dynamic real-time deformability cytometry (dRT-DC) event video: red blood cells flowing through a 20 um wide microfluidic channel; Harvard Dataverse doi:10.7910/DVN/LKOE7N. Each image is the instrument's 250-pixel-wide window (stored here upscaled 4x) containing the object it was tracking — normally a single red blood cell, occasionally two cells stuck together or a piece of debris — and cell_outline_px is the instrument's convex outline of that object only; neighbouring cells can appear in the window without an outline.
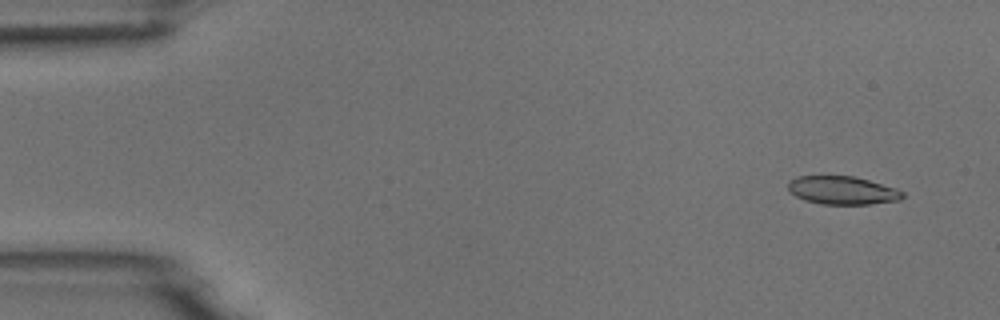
{"species": "common noctule bat (a hibernating species)", "species_latin": "Nyctalus noctula", "temperature_condition": "room temperature", "stored_images_in_passage": 2, "camera_frame_rate_fps": 3000, "um_per_image_px": 0.085, "animal": {"sex": "male", "body_mass_g": 18.8}, "frame": {"image": 1, "passage_image": 2, "time_ms": 1.667, "image_size_px": [1000, 320], "cell_outline_px": [[904, 196], [900, 200], [872, 204], [820, 204], [804, 200], [796, 196], [788, 188], [788, 180], [796, 176], [856, 176], [896, 188], [904, 192]], "centroid_in_image_um": [71.61, 16.17], "position_along_channel_um": 13.4, "area_um2": 18.96}}